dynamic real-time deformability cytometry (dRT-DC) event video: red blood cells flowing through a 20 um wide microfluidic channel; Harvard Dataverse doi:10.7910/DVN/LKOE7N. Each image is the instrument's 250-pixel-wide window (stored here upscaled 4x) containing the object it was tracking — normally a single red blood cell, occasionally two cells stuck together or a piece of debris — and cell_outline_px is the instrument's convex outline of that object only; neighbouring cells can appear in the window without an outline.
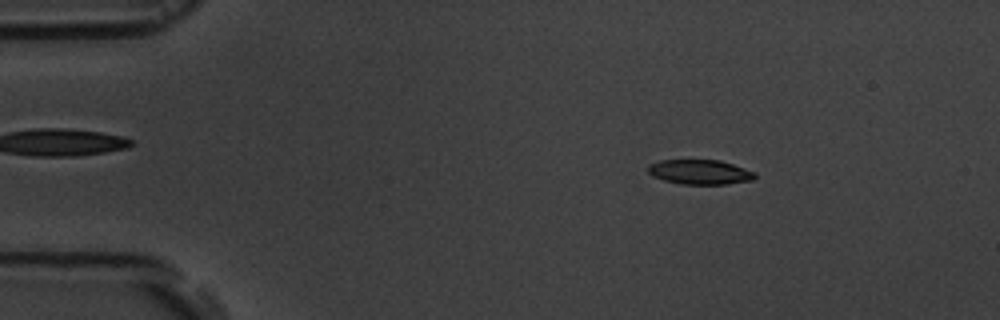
{"species": "common noctule bat (a hibernating species)", "species_latin": "Nyctalus noctula", "temperature_condition": "room temperature", "stored_images_in_passage": 5, "camera_frame_rate_fps": 3000, "um_per_image_px": 0.085, "animal": {"sex": "male", "body_mass_g": 19.5, "forearm_length_mm": 54.6}, "frame": {"image": 1, "passage_image": 3, "time_ms": 2.333, "image_size_px": [1000, 320], "cell_outline_px": [[756, 176], [752, 180], [728, 184], [680, 184], [664, 180], [652, 176], [648, 172], [648, 164], [660, 160], [720, 160], [756, 172]], "centroid_in_image_um": [59.48, 14.62], "position_along_channel_um": 25.5, "area_um2": 15.43}}